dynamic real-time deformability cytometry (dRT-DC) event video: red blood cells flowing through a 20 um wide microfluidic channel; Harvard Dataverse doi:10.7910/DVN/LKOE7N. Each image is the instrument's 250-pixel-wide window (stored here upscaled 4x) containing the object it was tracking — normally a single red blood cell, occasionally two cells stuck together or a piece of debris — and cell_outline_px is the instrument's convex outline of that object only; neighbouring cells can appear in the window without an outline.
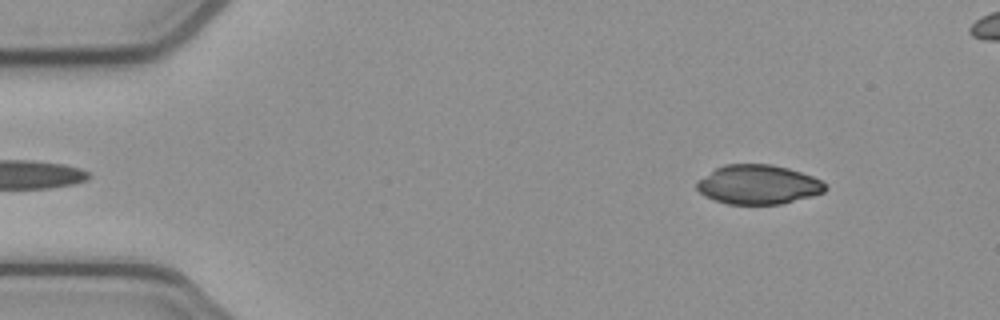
{"species": "common noctule bat (a hibernating species)", "species_latin": "Nyctalus noctula", "temperature_condition": "cold", "stored_images_in_passage": 47, "camera_frame_rate_fps": 3000, "um_per_image_px": 0.085, "animal": {"sex": "female", "body_mass_g": 21.9}, "frame": {"image": 1, "passage_image": 3, "time_ms": 0.667, "image_size_px": [1000, 320], "cell_outline_px": [[828, 188], [824, 192], [812, 196], [780, 204], [728, 204], [704, 196], [696, 188], [696, 180], [716, 168], [724, 164], [772, 164], [788, 168], [812, 176], [820, 180]], "centroid_in_image_um": [64.42, 15.68], "position_along_channel_um": 20.6, "area_um2": 29.42}}
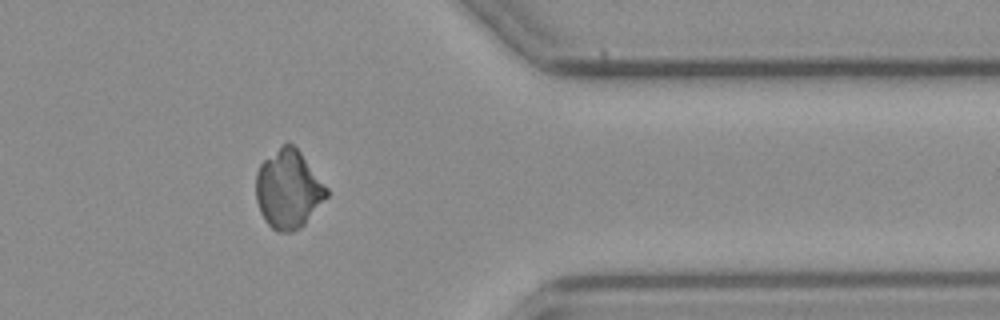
{"frame": {"image": 2, "passage_image": 39, "time_ms": 12.667, "image_size_px": [1000, 320], "cell_outline_px": [[328, 196], [304, 224], [300, 228], [292, 232], [276, 232], [264, 220], [260, 212], [256, 200], [256, 172], [260, 164], [280, 144], [288, 140], [300, 152], [328, 188]], "centroid_in_image_um": [24.49, 16.08], "position_along_channel_um": 386.9, "area_um2": 32.48}}